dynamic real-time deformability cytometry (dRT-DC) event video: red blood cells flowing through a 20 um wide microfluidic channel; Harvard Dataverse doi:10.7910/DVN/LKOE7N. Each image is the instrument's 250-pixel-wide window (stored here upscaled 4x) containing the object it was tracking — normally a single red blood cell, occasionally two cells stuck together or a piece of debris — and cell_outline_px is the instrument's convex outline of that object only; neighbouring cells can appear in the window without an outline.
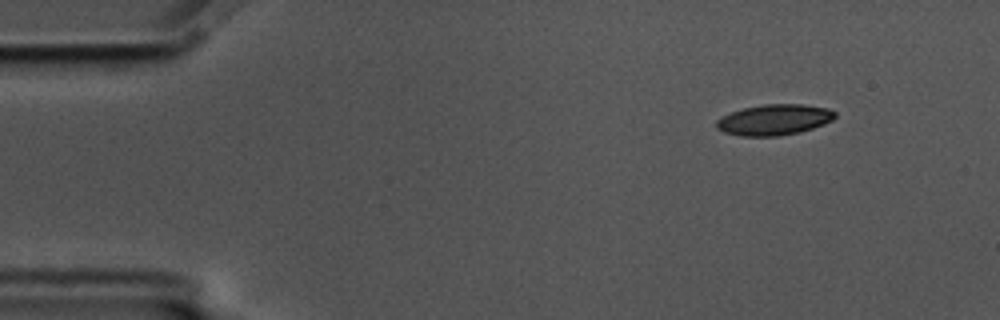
{"species": "common noctule bat (a hibernating species)", "species_latin": "Nyctalus noctula", "temperature_condition": "cold", "stored_images_in_passage": 53, "camera_frame_rate_fps": 3000, "um_per_image_px": 0.085, "animal": {"sex": "male", "body_mass_g": 17.5, "forearm_length_mm": 52.3}, "frame": {"image": 1, "passage_image": 1, "time_ms": 0.0, "image_size_px": [1000, 320], "cell_outline_px": [[836, 116], [832, 120], [824, 124], [800, 132], [780, 136], [740, 136], [724, 132], [716, 128], [716, 120], [732, 112], [744, 108], [764, 104], [804, 104], [828, 108], [836, 112]], "centroid_in_image_um": [65.82, 10.18], "position_along_channel_um": 19.2, "area_um2": 21.27}}
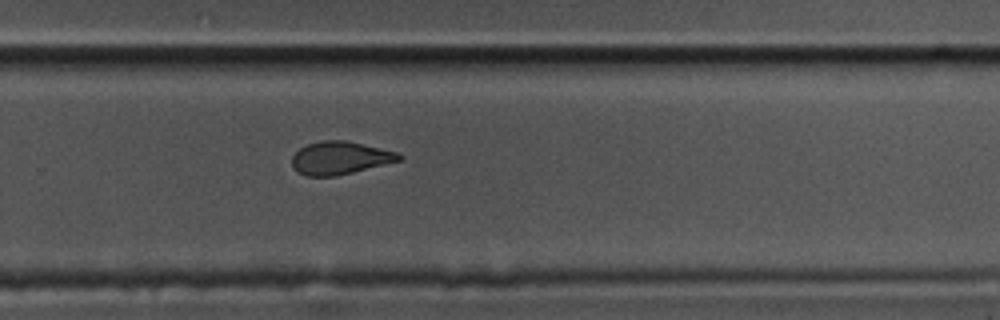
{"frame": {"image": 2, "passage_image": 33, "time_ms": 10.667, "image_size_px": [1000, 320], "cell_outline_px": [[404, 156], [400, 160], [336, 176], [308, 176], [296, 172], [292, 164], [292, 156], [300, 148], [308, 144], [324, 140], [344, 140], [396, 152]], "centroid_in_image_um": [28.85, 13.43], "position_along_channel_um": 300.9, "area_um2": 20.17}}
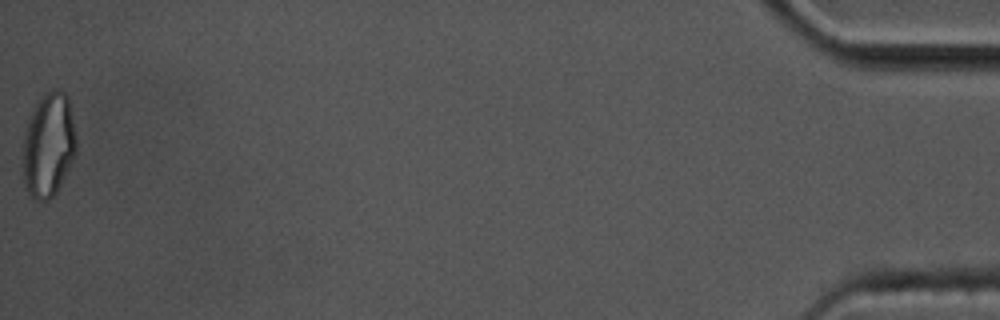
{"frame": {"image": 3, "passage_image": 53, "time_ms": 17.333, "image_size_px": [1000, 320], "cell_outline_px": [[76, 152], [56, 192], [48, 200], [36, 200], [28, 196], [24, 188], [24, 132], [28, 120], [36, 100], [52, 88], [60, 88], [68, 96], [76, 136]], "centroid_in_image_um": [4.11, 12.29], "position_along_channel_um": 431.1, "area_um2": 32.54}, "authors_computed_cell_mechanics": {"area_um2": 21.7906, "velocity_mm_per_s": 3.4361, "shape_relaxation_time_tau1_ms": 8.0789, "shape_relaxation_time_tau2_ms": 3.7146, "deformation_change_tau1": 0.189, "deformation_change_tau2": 0.087}}